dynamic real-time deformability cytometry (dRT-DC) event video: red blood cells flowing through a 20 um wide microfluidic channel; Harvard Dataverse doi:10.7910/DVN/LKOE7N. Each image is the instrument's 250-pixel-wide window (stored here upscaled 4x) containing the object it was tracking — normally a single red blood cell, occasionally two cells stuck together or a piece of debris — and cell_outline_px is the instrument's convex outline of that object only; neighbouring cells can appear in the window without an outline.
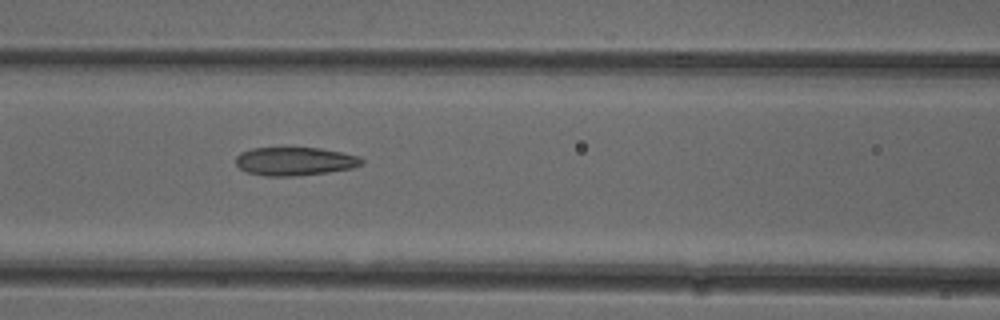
{"species": "common noctule bat (a hibernating species)", "species_latin": "Nyctalus noctula", "temperature_condition": "cold", "stored_images_in_passage": 37, "camera_frame_rate_fps": 3000, "um_per_image_px": 0.085, "animal": {"sex": "female"}, "frame": {"image": 1, "passage_image": 7, "time_ms": 2.0, "image_size_px": [1000, 320], "cell_outline_px": [[364, 164], [352, 168], [328, 172], [292, 176], [264, 176], [248, 172], [240, 168], [236, 164], [236, 156], [240, 152], [252, 148], [320, 148], [360, 156], [364, 160]], "centroid_in_image_um": [25.07, 13.71], "position_along_channel_um": 141.5, "area_um2": 20.81}}
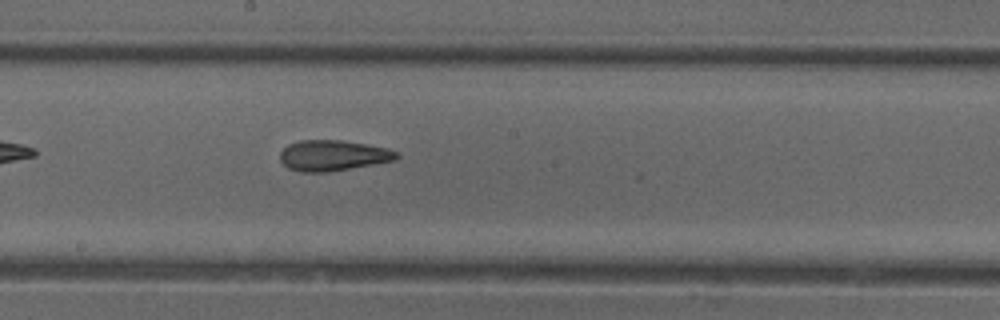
{"frame": {"image": 2, "passage_image": 13, "time_ms": 4.0, "image_size_px": [1000, 320], "cell_outline_px": [[400, 156], [396, 160], [328, 172], [300, 172], [288, 168], [280, 160], [280, 152], [288, 144], [300, 140], [340, 140], [388, 148], [400, 152]], "centroid_in_image_um": [28.31, 13.22], "position_along_channel_um": 219.9, "area_um2": 20.87}}
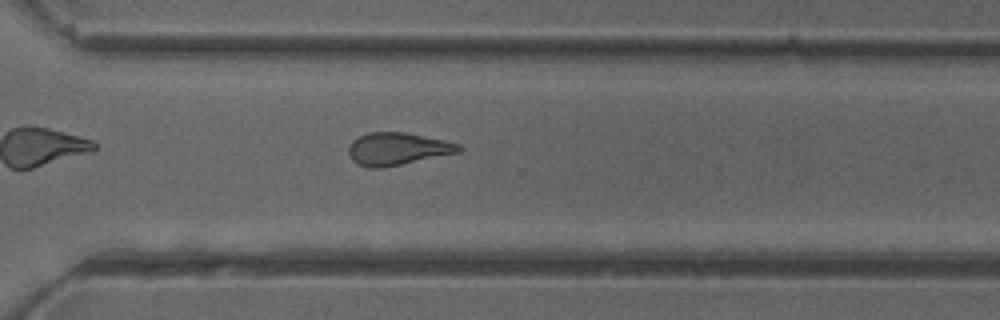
{"frame": {"image": 3, "passage_image": 22, "time_ms": 7.0, "image_size_px": [1000, 320], "cell_outline_px": [[460, 152], [384, 168], [368, 168], [356, 164], [352, 160], [348, 152], [348, 148], [352, 140], [368, 132], [404, 132], [444, 140], [460, 144]], "centroid_in_image_um": [33.75, 12.66], "position_along_channel_um": 336.9, "area_um2": 20.92}, "authors_computed_cell_mechanics": {"area_um2": 20.8658, "velocity_mm_per_s": 3.9127, "shape_relaxation_time_tau1_ms": null, "shape_relaxation_time_tau2_ms": 3.1685, "deformation_change_tau1": null, "deformation_change_tau2": 0.1225}}